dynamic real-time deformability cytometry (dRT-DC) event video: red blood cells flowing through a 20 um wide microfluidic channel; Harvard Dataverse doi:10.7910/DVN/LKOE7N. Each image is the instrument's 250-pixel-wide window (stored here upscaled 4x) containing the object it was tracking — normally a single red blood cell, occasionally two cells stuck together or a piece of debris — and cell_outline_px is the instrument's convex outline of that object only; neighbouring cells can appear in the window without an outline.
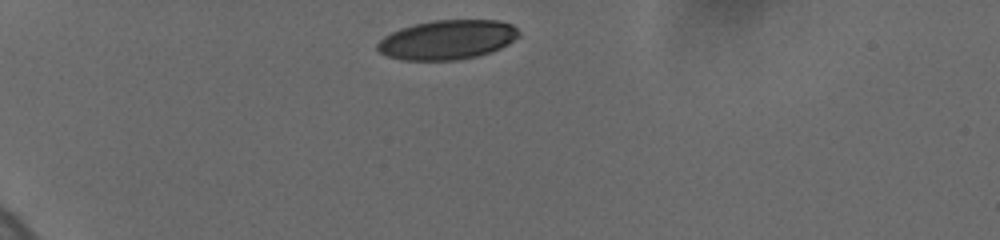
{"species": "human", "species_latin": "Homo sapiens", "temperature_condition": "cold", "stored_images_in_passage": 6, "camera_frame_rate_fps": 3000, "um_per_image_px": 0.085, "donor": {"sex": "female"}, "frame": {"image": 1, "passage_image": 1, "time_ms": 0.0, "image_size_px": [1000, 240], "cell_outline_px": [[520, 36], [508, 44], [492, 52], [476, 56], [456, 60], [400, 60], [388, 56], [380, 52], [376, 48], [376, 44], [384, 36], [400, 28], [416, 24], [436, 20], [496, 20], [512, 24], [520, 32]], "centroid_in_image_um": [38.03, 3.38], "position_along_channel_um": 47.0, "area_um2": 32.48}}